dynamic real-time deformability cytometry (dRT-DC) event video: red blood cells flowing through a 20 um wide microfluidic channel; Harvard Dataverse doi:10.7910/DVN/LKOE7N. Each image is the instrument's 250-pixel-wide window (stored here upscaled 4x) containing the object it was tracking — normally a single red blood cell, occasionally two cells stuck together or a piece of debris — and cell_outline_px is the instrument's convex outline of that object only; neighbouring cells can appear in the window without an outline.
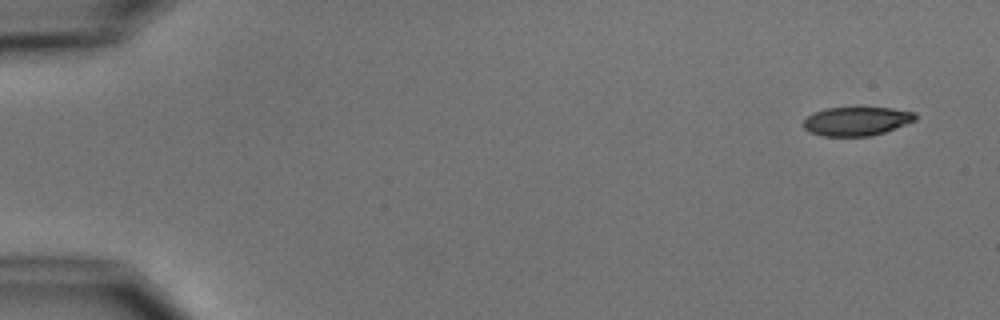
{"species": "common noctule bat (a hibernating species)", "species_latin": "Nyctalus noctula", "temperature_condition": "cold", "stored_images_in_passage": 5, "camera_frame_rate_fps": 3000, "um_per_image_px": 0.085, "animal": {"sex": "male", "body_mass_g": 15.6}, "frame": {"image": 1, "passage_image": 1, "time_ms": 0.0, "image_size_px": [1000, 320], "cell_outline_px": [[916, 120], [884, 132], [872, 136], [824, 136], [808, 132], [804, 128], [804, 120], [812, 112], [824, 108], [892, 108], [916, 112]], "centroid_in_image_um": [72.79, 10.3], "position_along_channel_um": 12.2, "area_um2": 18.79}}
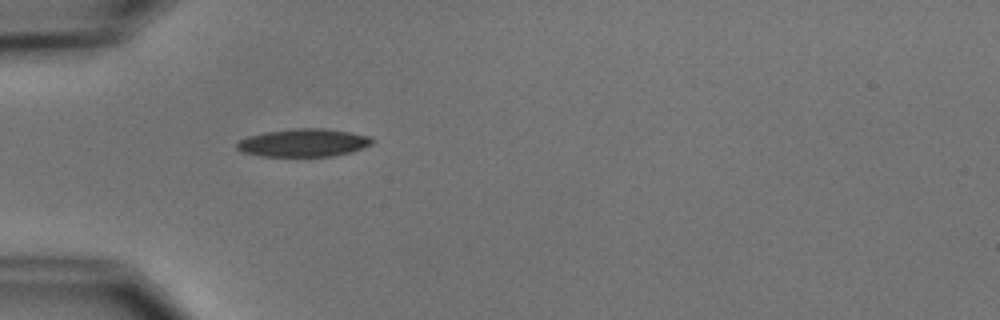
{"frame": {"image": 2, "passage_image": 5, "time_ms": 4.667, "image_size_px": [1000, 320], "cell_outline_px": [[372, 144], [352, 152], [332, 156], [260, 156], [244, 152], [236, 148], [236, 144], [240, 140], [248, 136], [264, 132], [296, 128], [324, 128], [348, 132], [368, 136], [372, 140]], "centroid_in_image_um": [25.78, 12.13], "position_along_channel_um": 59.2, "area_um2": 21.85}}